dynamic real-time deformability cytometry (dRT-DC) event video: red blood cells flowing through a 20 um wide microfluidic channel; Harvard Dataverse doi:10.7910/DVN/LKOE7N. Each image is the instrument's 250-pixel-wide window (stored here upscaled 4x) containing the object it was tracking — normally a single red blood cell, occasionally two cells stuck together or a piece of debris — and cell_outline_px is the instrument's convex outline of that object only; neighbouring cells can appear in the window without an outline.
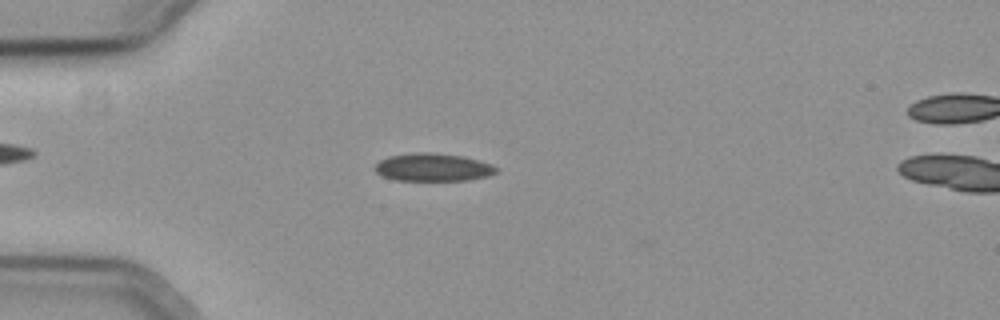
{"species": "common noctule bat (a hibernating species)", "species_latin": "Nyctalus noctula", "temperature_condition": "cold", "stored_images_in_passage": 49, "camera_frame_rate_fps": 3000, "um_per_image_px": 0.085, "animal": {"sex": "female", "body_mass_g": 19.3, "forearm_length_mm": 54.1}, "frame": {"image": 1, "passage_image": 16, "time_ms": 5.0, "image_size_px": [1000, 320], "cell_outline_px": [[496, 172], [488, 176], [468, 180], [396, 180], [380, 176], [372, 168], [380, 160], [388, 156], [416, 152], [432, 152], [464, 156], [492, 164], [496, 168]], "centroid_in_image_um": [36.76, 14.21], "position_along_channel_um": 48.2, "area_um2": 19.83}}
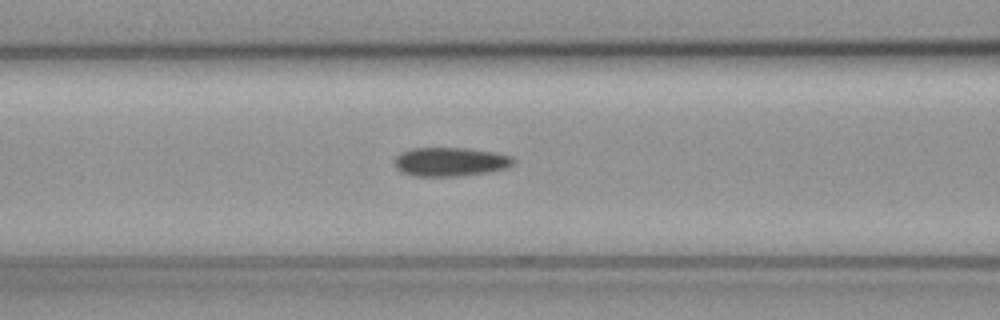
{"frame": {"image": 2, "passage_image": 24, "time_ms": 7.667, "image_size_px": [1000, 320], "cell_outline_px": [[516, 160], [508, 168], [488, 172], [464, 176], [416, 176], [400, 172], [396, 168], [396, 156], [400, 152], [412, 148], [468, 148], [492, 152], [512, 156]], "centroid_in_image_um": [38.29, 13.76], "position_along_channel_um": 128.3, "area_um2": 20.11}}
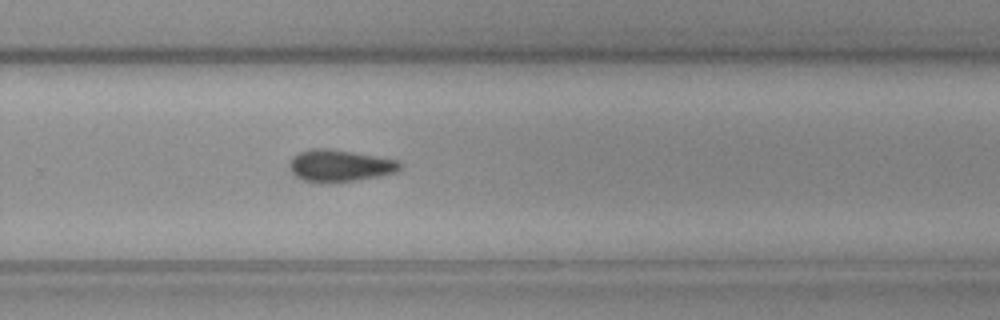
{"frame": {"image": 3, "passage_image": 38, "time_ms": 12.333, "image_size_px": [1000, 320], "cell_outline_px": [[404, 168], [400, 172], [380, 176], [336, 184], [316, 184], [304, 180], [296, 176], [292, 172], [288, 164], [292, 156], [300, 152], [312, 148], [328, 148], [400, 160], [404, 164]], "centroid_in_image_um": [28.93, 14.12], "position_along_channel_um": 300.9, "area_um2": 21.39}}